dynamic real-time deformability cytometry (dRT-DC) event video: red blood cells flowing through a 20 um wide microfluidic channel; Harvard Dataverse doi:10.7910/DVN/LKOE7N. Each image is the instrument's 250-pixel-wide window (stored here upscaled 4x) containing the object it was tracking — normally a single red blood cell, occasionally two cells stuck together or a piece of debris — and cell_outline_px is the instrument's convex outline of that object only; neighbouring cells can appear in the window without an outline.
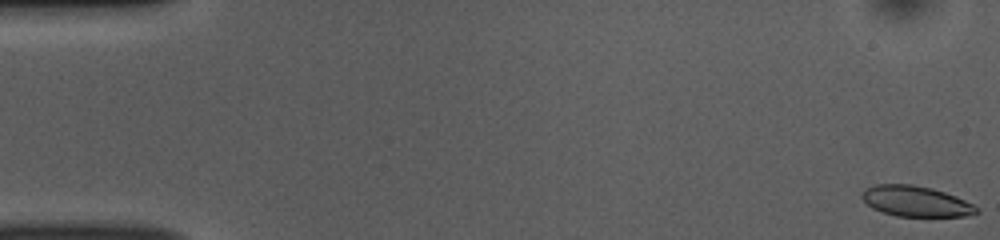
{"species": "common noctule bat (a hibernating species)", "species_latin": "Nyctalus noctula", "temperature_condition": "room temperature", "stored_images_in_passage": 52, "camera_frame_rate_fps": 3000, "um_per_image_px": 0.085, "animal": {"sex": "female", "body_mass_g": 10.0, "forearm_length_mm": 53.1}, "frame": {"image": 1, "passage_image": 1, "time_ms": 0.0, "image_size_px": [1000, 240], "cell_outline_px": [[980, 212], [964, 216], [896, 216], [872, 208], [860, 196], [860, 192], [864, 188], [876, 184], [912, 184], [932, 188], [956, 196], [980, 208]], "centroid_in_image_um": [77.82, 17.1], "position_along_channel_um": 7.2, "area_um2": 20.46}}
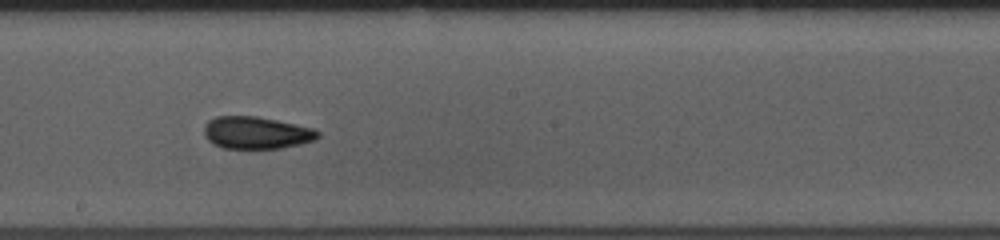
{"frame": {"image": 2, "passage_image": 29, "time_ms": 9.333, "image_size_px": [1000, 240], "cell_outline_px": [[320, 136], [316, 140], [300, 144], [280, 148], [224, 148], [212, 144], [204, 136], [204, 124], [208, 120], [216, 116], [256, 116], [316, 128], [320, 132]], "centroid_in_image_um": [21.8, 11.28], "position_along_channel_um": 226.4, "area_um2": 21.62}}
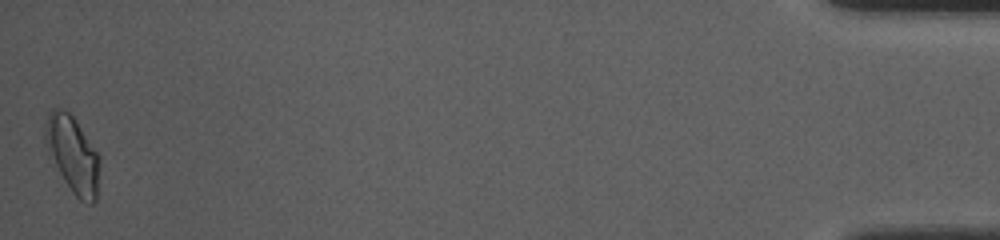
{"frame": {"image": 3, "passage_image": 52, "time_ms": 17.0, "image_size_px": [1000, 240], "cell_outline_px": [[100, 160], [96, 200], [92, 204], [88, 204], [80, 200], [72, 192], [64, 180], [48, 152], [44, 136], [44, 132], [48, 112], [52, 108], [64, 108], [72, 116], [100, 156]], "centroid_in_image_um": [6.18, 13.13], "position_along_channel_um": 429.0, "area_um2": 23.99}, "authors_computed_cell_mechanics": {"area_um2": 21.2126, "velocity_mm_per_s": 3.8408, "shape_relaxation_time_tau1_ms": 5.6978, "shape_relaxation_time_tau2_ms": 2.5223, "deformation_change_tau1": 0.1249, "deformation_change_tau2": 0.0731}}